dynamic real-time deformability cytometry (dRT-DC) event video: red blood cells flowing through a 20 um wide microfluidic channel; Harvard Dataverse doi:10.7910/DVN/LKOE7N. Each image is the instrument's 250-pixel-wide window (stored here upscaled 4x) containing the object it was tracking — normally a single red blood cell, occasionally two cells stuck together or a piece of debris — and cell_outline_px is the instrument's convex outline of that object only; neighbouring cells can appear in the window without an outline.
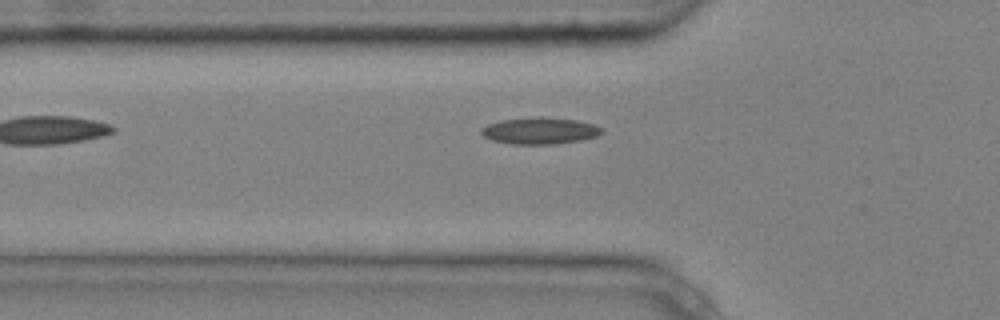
{"species": "common noctule bat (a hibernating species)", "species_latin": "Nyctalus noctula", "temperature_condition": "cold", "stored_images_in_passage": 4, "camera_frame_rate_fps": 3000, "um_per_image_px": 0.085, "animal": {"sex": "male", "body_mass_g": 20.4}, "frame": {"image": 1, "passage_image": 3, "time_ms": 0.667, "image_size_px": [1000, 320], "cell_outline_px": [[604, 132], [596, 136], [580, 140], [552, 144], [512, 144], [492, 140], [484, 136], [480, 132], [480, 128], [488, 124], [500, 120], [536, 116], [540, 116], [576, 120], [592, 124], [604, 128]], "centroid_in_image_um": [45.87, 11.1], "position_along_channel_um": 79.9, "area_um2": 18.79}}
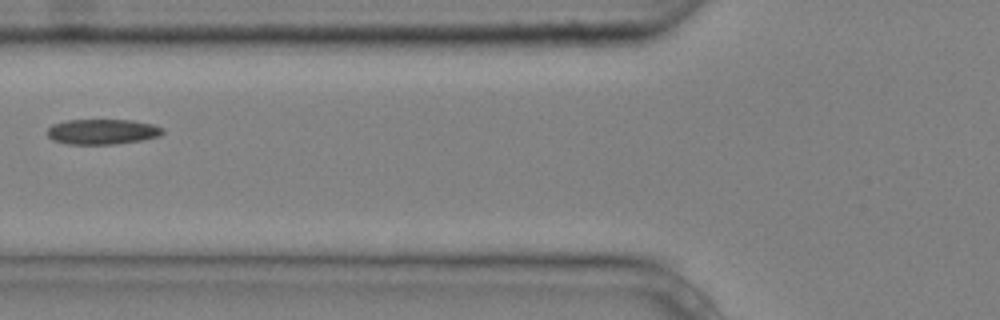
{"frame": {"image": 2, "passage_image": 4, "time_ms": 1.0, "image_size_px": [1000, 320], "cell_outline_px": [[164, 132], [160, 136], [140, 140], [116, 144], [68, 144], [52, 140], [48, 136], [48, 128], [52, 124], [68, 120], [132, 120], [152, 124], [164, 128]], "centroid_in_image_um": [8.7, 11.19], "position_along_channel_um": 117.1, "area_um2": 16.99}}